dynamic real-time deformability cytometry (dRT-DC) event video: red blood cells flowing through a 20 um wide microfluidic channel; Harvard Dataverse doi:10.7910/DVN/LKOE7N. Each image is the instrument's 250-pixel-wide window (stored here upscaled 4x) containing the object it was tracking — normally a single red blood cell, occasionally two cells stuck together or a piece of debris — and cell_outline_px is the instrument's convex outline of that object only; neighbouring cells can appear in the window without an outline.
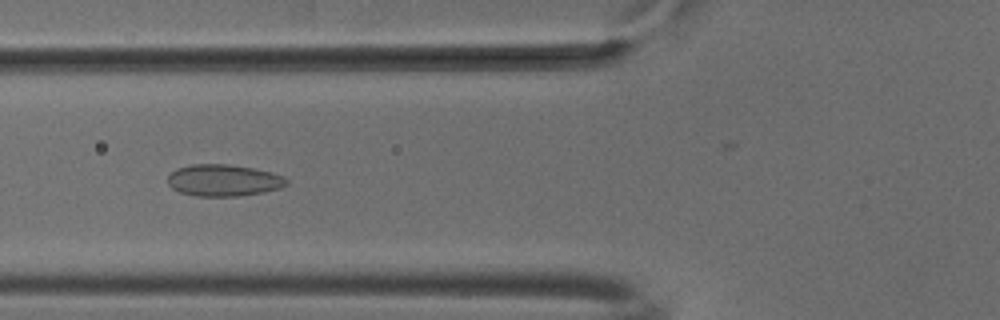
{"species": "common noctule bat (a hibernating species)", "species_latin": "Nyctalus noctula", "temperature_condition": "cold", "stored_images_in_passage": 47, "camera_frame_rate_fps": 3000, "um_per_image_px": 0.085, "animal": {"sex": "male", "body_mass_g": 18.8}, "frame": {"image": 1, "passage_image": 20, "time_ms": 6.333, "image_size_px": [1000, 320], "cell_outline_px": [[288, 184], [280, 188], [264, 192], [240, 196], [196, 196], [180, 192], [172, 188], [168, 184], [168, 176], [176, 168], [192, 164], [228, 164], [252, 168], [284, 176], [288, 180]], "centroid_in_image_um": [18.99, 15.33], "position_along_channel_um": 106.8, "area_um2": 21.96}}
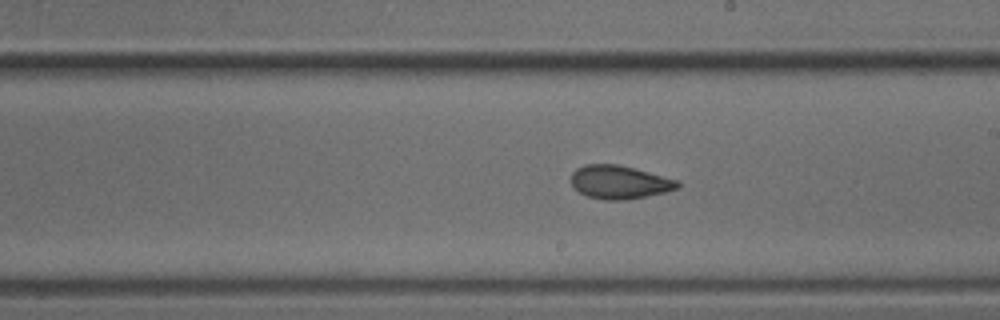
{"frame": {"image": 2, "passage_image": 30, "time_ms": 9.667, "image_size_px": [1000, 320], "cell_outline_px": [[680, 188], [664, 192], [628, 200], [604, 200], [588, 196], [572, 188], [572, 172], [576, 168], [584, 164], [616, 164], [648, 172], [676, 180], [680, 184]], "centroid_in_image_um": [52.62, 15.49], "position_along_channel_um": 236.4, "area_um2": 20.58}}
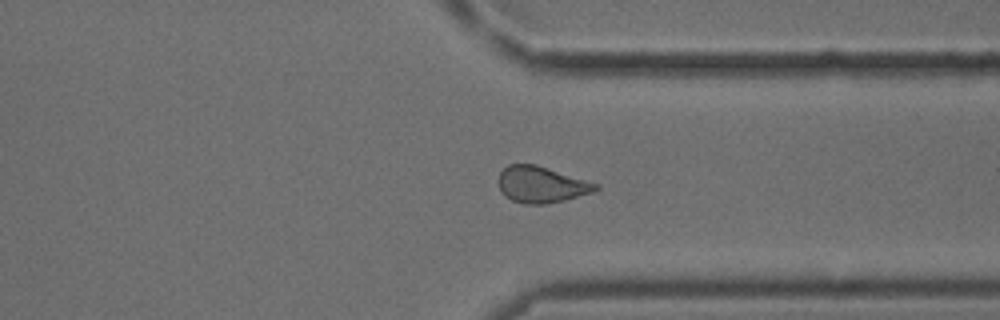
{"frame": {"image": 3, "passage_image": 40, "time_ms": 13.0, "image_size_px": [1000, 320], "cell_outline_px": [[600, 188], [592, 192], [564, 200], [544, 204], [524, 204], [512, 200], [504, 196], [500, 192], [500, 172], [508, 164], [536, 164], [600, 184]], "centroid_in_image_um": [46.02, 15.69], "position_along_channel_um": 365.4, "area_um2": 20.52}, "authors_computed_cell_mechanics": {"area_um2": 21.2704, "velocity_mm_per_s": 3.8696, "shape_relaxation_time_tau1_ms": null, "shape_relaxation_time_tau2_ms": 1.6252, "deformation_change_tau1": null, "deformation_change_tau2": 0.0625}}